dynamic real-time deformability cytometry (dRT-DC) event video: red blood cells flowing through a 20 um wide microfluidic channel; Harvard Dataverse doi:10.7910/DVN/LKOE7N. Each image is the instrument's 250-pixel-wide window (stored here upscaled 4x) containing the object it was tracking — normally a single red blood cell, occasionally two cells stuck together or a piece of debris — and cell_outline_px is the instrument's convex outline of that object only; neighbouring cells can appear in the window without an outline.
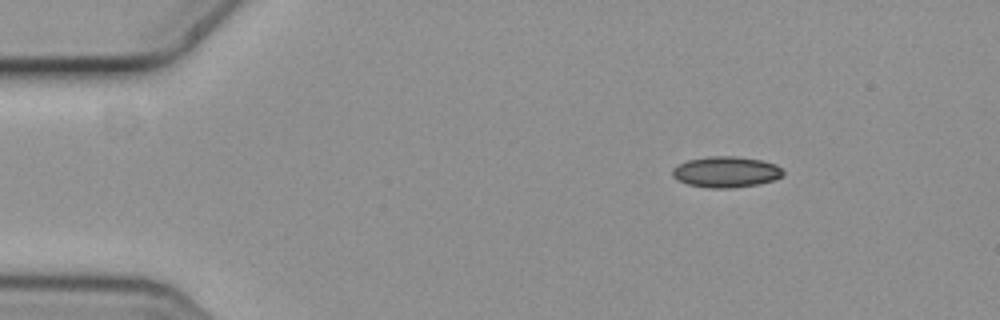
{"species": "common noctule bat (a hibernating species)", "species_latin": "Nyctalus noctula", "temperature_condition": "cold", "stored_images_in_passage": 5, "camera_frame_rate_fps": 3000, "um_per_image_px": 0.085, "animal": {"sex": "female", "body_mass_g": 19.3, "forearm_length_mm": 54.1}, "frame": {"image": 1, "passage_image": 1, "time_ms": 0.0, "image_size_px": [1000, 320], "cell_outline_px": [[784, 176], [772, 180], [756, 184], [728, 188], [712, 188], [688, 184], [672, 176], [672, 168], [688, 160], [708, 156], [736, 156], [760, 160], [776, 164], [784, 172]], "centroid_in_image_um": [61.72, 14.6], "position_along_channel_um": 23.3, "area_um2": 19.71}}
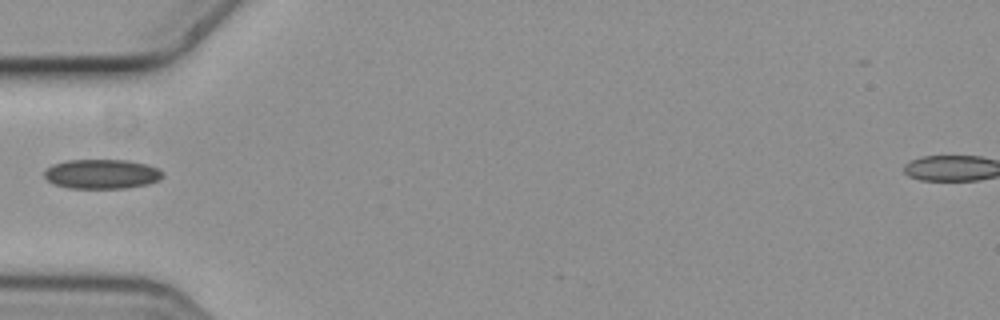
{"frame": {"image": 2, "passage_image": 4, "time_ms": 1.0, "image_size_px": [1000, 320], "cell_outline_px": [[164, 176], [160, 180], [148, 184], [124, 188], [68, 188], [52, 184], [44, 176], [44, 172], [52, 164], [68, 160], [128, 160], [148, 164], [164, 172]], "centroid_in_image_um": [8.67, 14.79], "position_along_channel_um": 76.3, "area_um2": 20.52}}
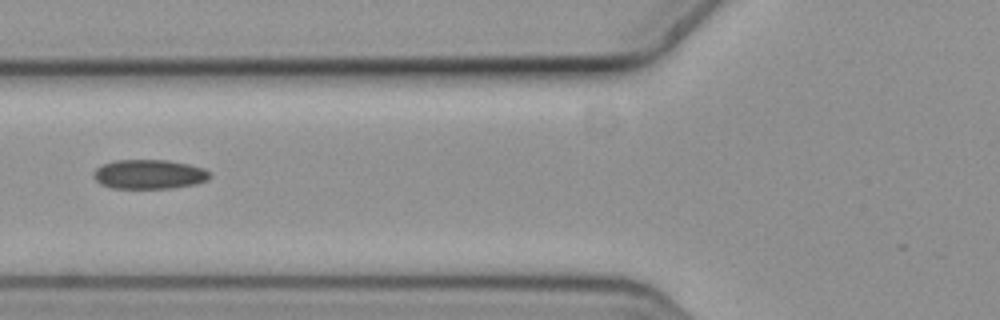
{"frame": {"image": 3, "passage_image": 5, "time_ms": 1.333, "image_size_px": [1000, 320], "cell_outline_px": [[212, 176], [208, 180], [196, 184], [172, 188], [112, 188], [100, 184], [92, 176], [92, 172], [96, 168], [104, 164], [116, 160], [168, 160], [188, 164], [204, 168]], "centroid_in_image_um": [12.68, 14.81], "position_along_channel_um": 113.1, "area_um2": 20.0}}